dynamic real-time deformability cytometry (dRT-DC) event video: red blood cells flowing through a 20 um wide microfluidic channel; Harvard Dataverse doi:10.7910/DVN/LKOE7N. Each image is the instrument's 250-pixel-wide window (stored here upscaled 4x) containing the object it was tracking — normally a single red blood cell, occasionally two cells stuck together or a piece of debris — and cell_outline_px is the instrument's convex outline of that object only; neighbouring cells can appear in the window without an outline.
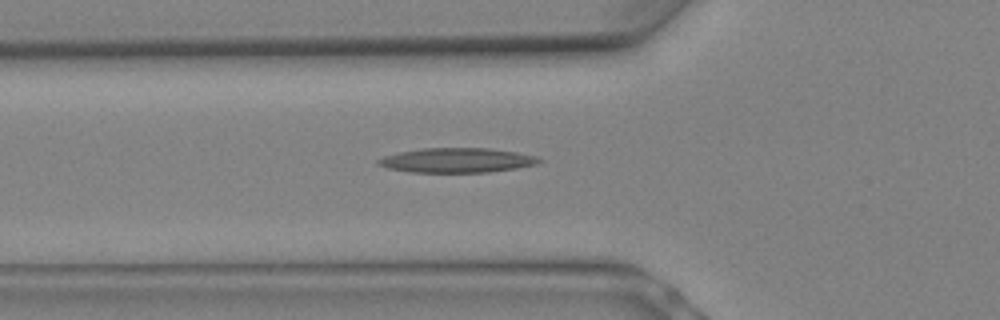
{"species": "Egyptian fruit bat (a non-hibernating species)", "species_latin": "Rousettus aegyptiacus", "temperature_condition": "warm", "stored_images_in_passage": 9, "camera_frame_rate_fps": 3000, "um_per_image_px": 0.085, "animal": {"sex": "female"}, "frame": {"image": 1, "passage_image": 6, "time_ms": 1.667, "image_size_px": [1000, 320], "cell_outline_px": [[544, 160], [536, 164], [516, 168], [488, 172], [408, 172], [388, 168], [376, 164], [376, 160], [384, 156], [400, 152], [424, 148], [488, 148], [516, 152], [536, 156]], "centroid_in_image_um": [38.82, 13.62], "position_along_channel_um": 87.0, "area_um2": 23.0}}
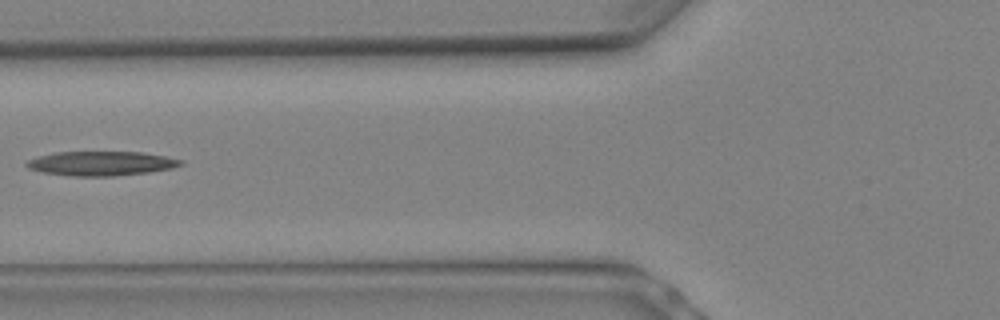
{"frame": {"image": 2, "passage_image": 7, "time_ms": 2.0, "image_size_px": [1000, 320], "cell_outline_px": [[184, 164], [172, 168], [148, 172], [112, 176], [72, 176], [44, 172], [28, 168], [24, 164], [28, 160], [40, 156], [56, 152], [144, 152], [184, 160]], "centroid_in_image_um": [8.63, 13.89], "position_along_channel_um": 117.2, "area_um2": 21.73}}